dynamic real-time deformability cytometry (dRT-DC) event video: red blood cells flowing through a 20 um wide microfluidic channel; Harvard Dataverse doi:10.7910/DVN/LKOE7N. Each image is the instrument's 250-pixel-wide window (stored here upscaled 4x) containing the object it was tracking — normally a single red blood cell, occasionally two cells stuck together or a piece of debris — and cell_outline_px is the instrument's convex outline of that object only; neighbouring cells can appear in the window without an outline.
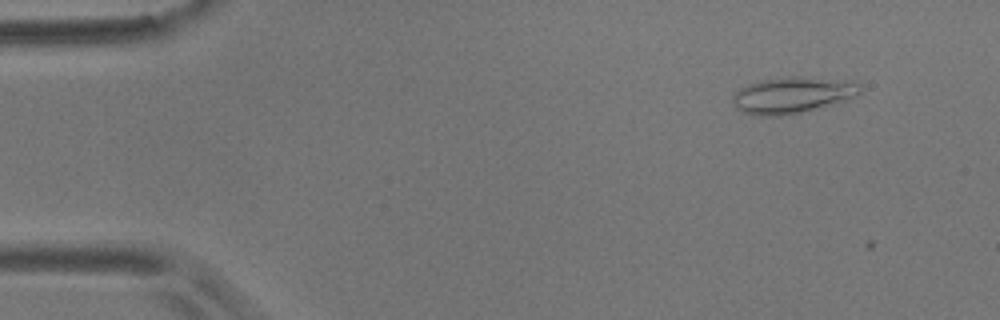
{"species": "common noctule bat (a hibernating species)", "species_latin": "Nyctalus noctula", "temperature_condition": "room temperature", "stored_images_in_passage": 4, "camera_frame_rate_fps": 3000, "um_per_image_px": 0.085, "animal": {"sex": "male", "body_mass_g": 17.9}, "frame": {"image": 1, "passage_image": 1, "time_ms": 0.0, "image_size_px": [1000, 320], "cell_outline_px": [[860, 92], [856, 96], [800, 112], [780, 116], [756, 116], [744, 112], [736, 108], [732, 100], [732, 96], [740, 88], [760, 80], [792, 76], [860, 84]], "centroid_in_image_um": [67.22, 8.1], "position_along_channel_um": 17.8, "area_um2": 25.84}}